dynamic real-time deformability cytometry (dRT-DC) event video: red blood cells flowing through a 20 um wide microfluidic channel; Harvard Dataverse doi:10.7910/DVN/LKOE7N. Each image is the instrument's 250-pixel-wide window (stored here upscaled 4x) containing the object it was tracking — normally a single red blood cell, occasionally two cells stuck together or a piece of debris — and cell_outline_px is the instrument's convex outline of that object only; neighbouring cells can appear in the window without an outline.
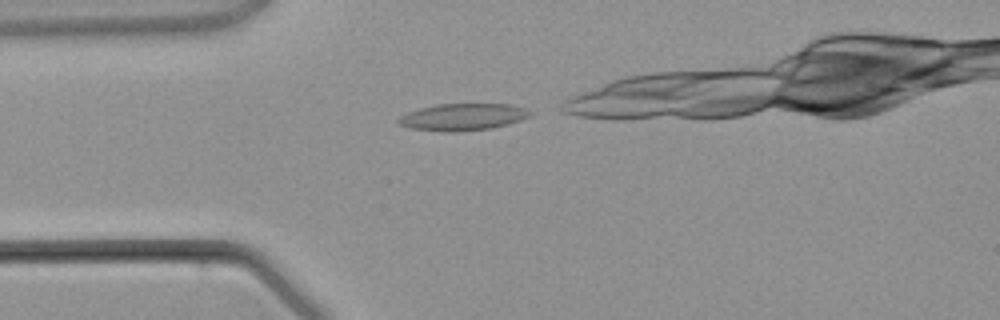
{"species": "common noctule bat (a hibernating species)", "species_latin": "Nyctalus noctula", "temperature_condition": "warm", "stored_images_in_passage": 1, "camera_frame_rate_fps": 3000, "um_per_image_px": 0.085, "animal": {"sex": "male", "body_mass_g": 21.5, "forearm_length_mm": 52.0}, "frame": {"image": 1, "passage_image": 1, "time_ms": 0.0, "image_size_px": [1000, 320], "cell_outline_px": [[532, 112], [528, 116], [520, 120], [508, 124], [492, 128], [452, 132], [444, 132], [412, 128], [400, 124], [396, 120], [400, 116], [408, 112], [420, 108], [436, 104], [512, 104], [524, 108]], "centroid_in_image_um": [39.33, 9.94], "position_along_channel_um": 45.7, "area_um2": 20.52}}